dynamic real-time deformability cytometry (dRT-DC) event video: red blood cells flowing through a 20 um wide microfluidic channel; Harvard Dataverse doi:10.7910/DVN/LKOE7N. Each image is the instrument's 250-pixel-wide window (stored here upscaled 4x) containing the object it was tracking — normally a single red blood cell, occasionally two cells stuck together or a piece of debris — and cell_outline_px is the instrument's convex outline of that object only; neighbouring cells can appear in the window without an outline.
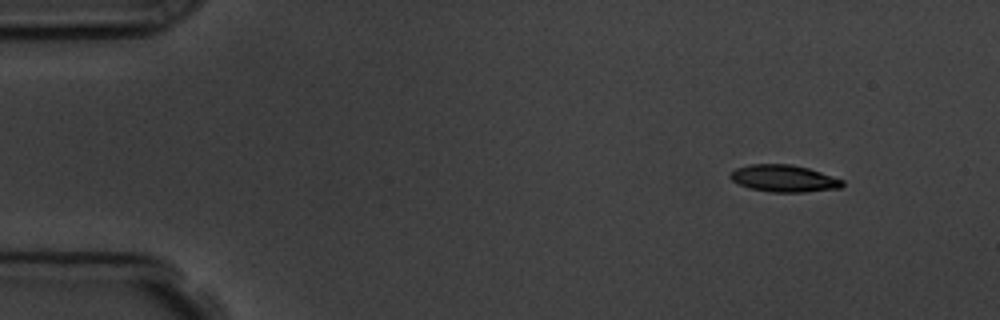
{"species": "common noctule bat (a hibernating species)", "species_latin": "Nyctalus noctula", "temperature_condition": "room temperature", "stored_images_in_passage": 3, "camera_frame_rate_fps": 3000, "um_per_image_px": 0.085, "animal": {"sex": "male", "body_mass_g": 19.5, "forearm_length_mm": 54.6}, "frame": {"image": 1, "passage_image": 1, "time_ms": 0.0, "image_size_px": [1000, 320], "cell_outline_px": [[844, 184], [840, 188], [804, 192], [772, 192], [748, 188], [732, 180], [728, 176], [736, 168], [748, 164], [792, 164], [808, 168], [844, 180]], "centroid_in_image_um": [66.62, 15.16], "position_along_channel_um": 18.4, "area_um2": 17.63}}